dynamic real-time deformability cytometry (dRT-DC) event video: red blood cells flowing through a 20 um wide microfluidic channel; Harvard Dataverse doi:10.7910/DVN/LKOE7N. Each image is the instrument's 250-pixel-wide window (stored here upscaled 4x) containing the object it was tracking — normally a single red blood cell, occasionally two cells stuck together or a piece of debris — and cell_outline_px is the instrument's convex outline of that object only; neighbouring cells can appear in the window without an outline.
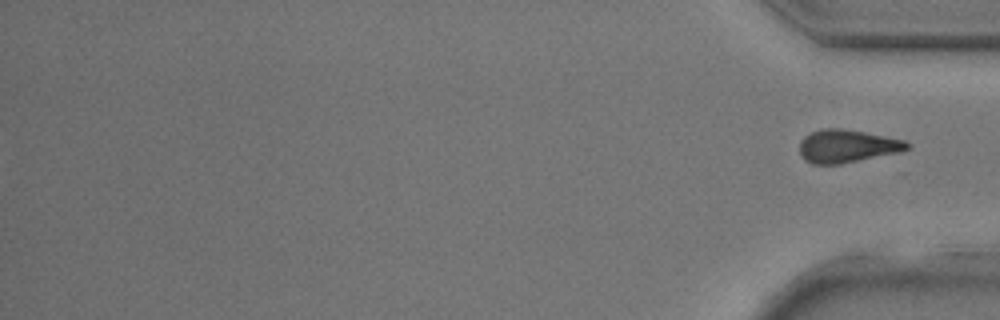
{"species": "common noctule bat (a hibernating species)", "species_latin": "Nyctalus noctula", "temperature_condition": "room temperature", "stored_images_in_passage": 29, "segment_of_instrument_passage": [2, 2], "camera_frame_rate_fps": 3000, "um_per_image_px": 0.085, "animal": {"sex": "male", "body_mass_g": 17.9, "forearm_length_mm": 54.2}, "frame": {"image": 1, "passage_image": 29, "time_ms": 9.333, "image_size_px": [1000, 320], "cell_outline_px": [[908, 148], [900, 152], [840, 164], [812, 164], [804, 160], [800, 152], [800, 140], [804, 136], [812, 132], [824, 128], [840, 128], [864, 132], [904, 140], [908, 144]], "centroid_in_image_um": [71.96, 12.42], "position_along_channel_um": 363.2, "area_um2": 20.46}}